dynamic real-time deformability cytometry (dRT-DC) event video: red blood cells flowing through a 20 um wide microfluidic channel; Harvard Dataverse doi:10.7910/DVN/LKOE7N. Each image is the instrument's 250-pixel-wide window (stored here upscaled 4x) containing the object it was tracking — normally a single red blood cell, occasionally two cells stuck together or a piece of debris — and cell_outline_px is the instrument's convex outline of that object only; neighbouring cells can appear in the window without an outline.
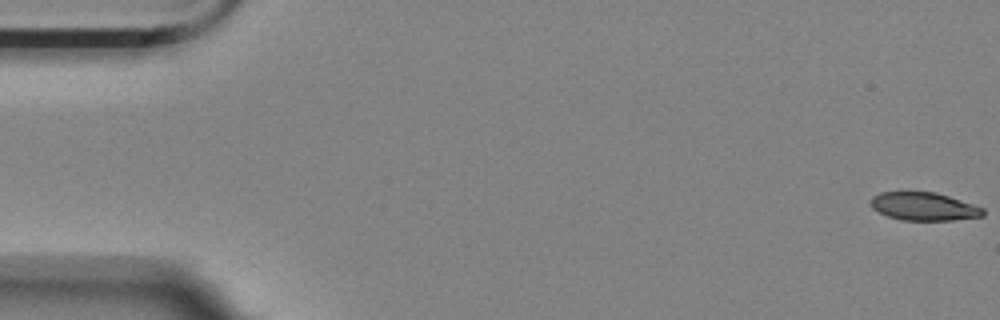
{"species": "Egyptian fruit bat (a non-hibernating species)", "species_latin": "Rousettus aegyptiacus", "temperature_condition": "room temperature", "stored_images_in_passage": 6, "camera_frame_rate_fps": 3000, "um_per_image_px": 0.085, "animal": {"sex": "female"}, "frame": {"image": 1, "passage_image": 1, "time_ms": 0.0, "image_size_px": [1000, 320], "cell_outline_px": [[984, 216], [952, 220], [900, 220], [888, 216], [872, 208], [868, 200], [872, 196], [880, 192], [936, 192], [984, 208]], "centroid_in_image_um": [78.49, 17.55], "position_along_channel_um": 6.5, "area_um2": 18.38}}
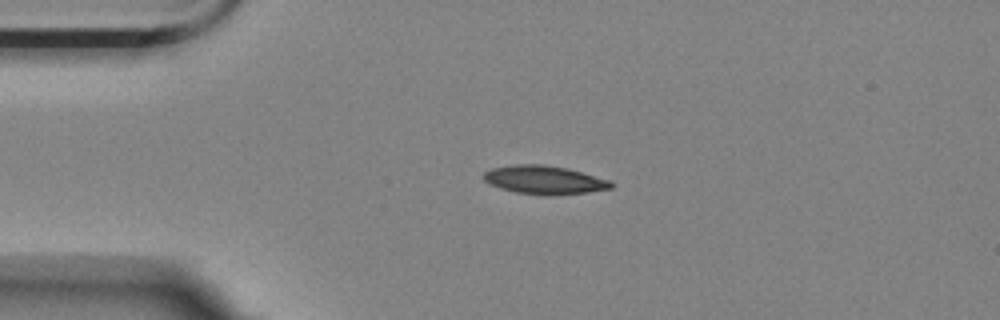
{"frame": {"image": 2, "passage_image": 4, "time_ms": 4.0, "image_size_px": [1000, 320], "cell_outline_px": [[612, 188], [588, 192], [552, 196], [544, 196], [516, 192], [500, 188], [488, 184], [480, 176], [484, 172], [492, 168], [512, 164], [544, 164], [568, 168], [608, 180], [612, 184]], "centroid_in_image_um": [46.2, 15.29], "position_along_channel_um": 38.8, "area_um2": 21.39}}
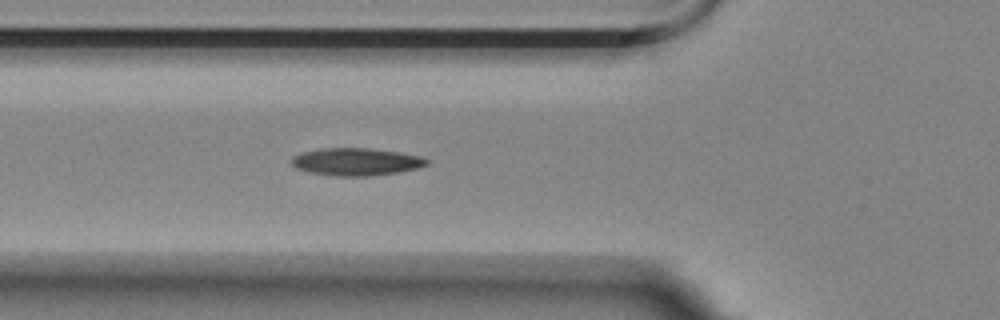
{"frame": {"image": 3, "passage_image": 6, "time_ms": 6.333, "image_size_px": [1000, 320], "cell_outline_px": [[428, 164], [420, 168], [400, 172], [368, 176], [336, 176], [308, 172], [296, 168], [292, 164], [292, 156], [304, 152], [324, 148], [368, 148], [400, 152], [420, 156], [428, 160]], "centroid_in_image_um": [30.3, 13.75], "position_along_channel_um": 95.5, "area_um2": 21.68}}